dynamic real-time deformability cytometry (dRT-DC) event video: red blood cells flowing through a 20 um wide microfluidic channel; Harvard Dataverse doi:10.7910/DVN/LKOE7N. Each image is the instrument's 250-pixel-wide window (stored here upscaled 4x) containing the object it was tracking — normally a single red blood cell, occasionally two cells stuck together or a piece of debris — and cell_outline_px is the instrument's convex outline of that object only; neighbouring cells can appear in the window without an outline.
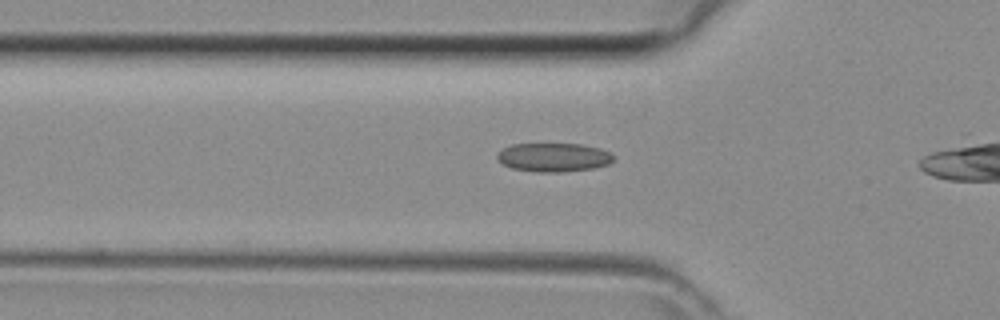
{"species": "common noctule bat (a hibernating species)", "species_latin": "Nyctalus noctula", "temperature_condition": "room temperature", "stored_images_in_passage": 19, "camera_frame_rate_fps": 3000, "um_per_image_px": 0.085, "animal": {"sex": "female", "body_mass_g": 29.2, "forearm_length_mm": 56.3}, "frame": {"image": 1, "passage_image": 4, "time_ms": 1.0, "image_size_px": [1000, 320], "cell_outline_px": [[612, 160], [608, 164], [592, 168], [560, 172], [536, 172], [512, 168], [504, 164], [496, 156], [504, 148], [512, 144], [580, 144], [600, 148], [608, 152], [612, 156]], "centroid_in_image_um": [47.05, 13.37], "position_along_channel_um": 78.8, "area_um2": 19.13}}
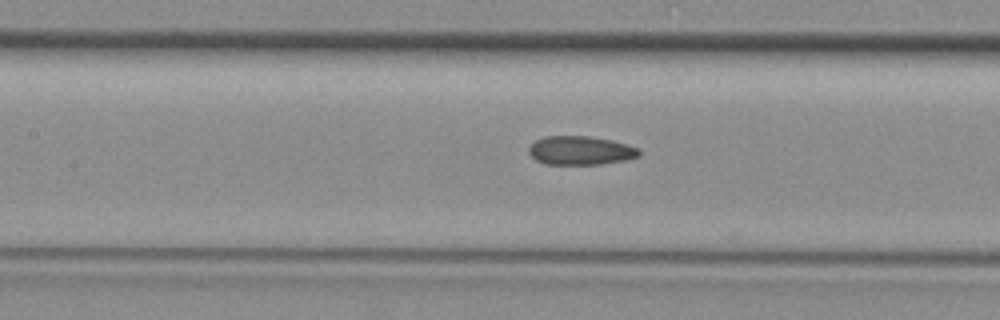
{"frame": {"image": 2, "passage_image": 9, "time_ms": 2.667, "image_size_px": [1000, 320], "cell_outline_px": [[640, 156], [624, 160], [600, 164], [544, 164], [536, 160], [528, 152], [528, 148], [536, 140], [544, 136], [588, 136], [612, 140], [636, 148], [640, 152]], "centroid_in_image_um": [49.3, 12.79], "position_along_channel_um": 158.1, "area_um2": 18.32}}
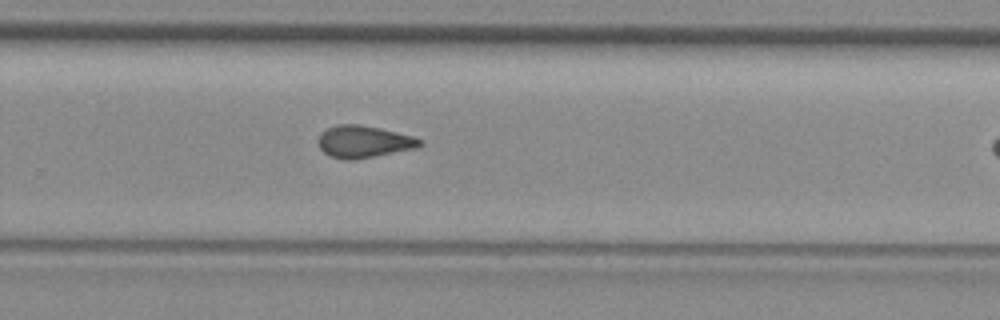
{"frame": {"image": 3, "passage_image": 18, "time_ms": 5.667, "image_size_px": [1000, 320], "cell_outline_px": [[420, 144], [416, 148], [352, 160], [344, 160], [332, 156], [324, 152], [320, 148], [320, 136], [328, 128], [336, 124], [356, 124], [380, 128], [412, 136], [420, 140]], "centroid_in_image_um": [30.9, 12.04], "position_along_channel_um": 298.9, "area_um2": 18.44}}